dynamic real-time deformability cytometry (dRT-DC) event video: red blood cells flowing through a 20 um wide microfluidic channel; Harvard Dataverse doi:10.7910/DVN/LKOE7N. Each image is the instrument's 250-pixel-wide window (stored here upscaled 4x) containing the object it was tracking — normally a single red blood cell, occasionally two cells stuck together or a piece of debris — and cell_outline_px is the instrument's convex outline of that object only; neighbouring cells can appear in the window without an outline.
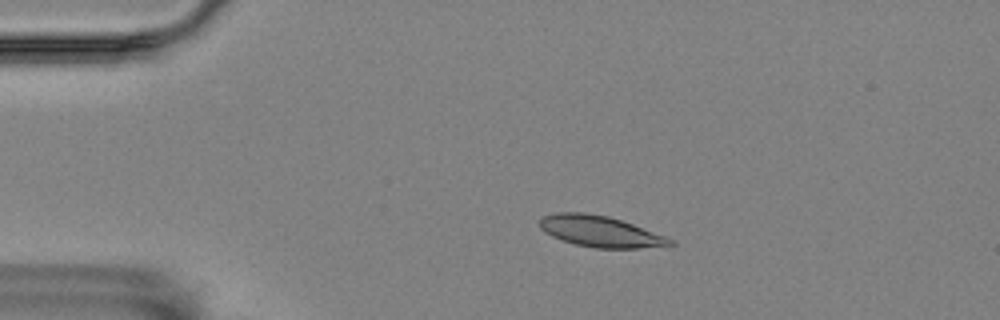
{"species": "Egyptian fruit bat (a non-hibernating species)", "species_latin": "Rousettus aegyptiacus", "temperature_condition": "room temperature", "stored_images_in_passage": 56, "camera_frame_rate_fps": 3000, "um_per_image_px": 0.085, "animal": {"sex": "female"}, "frame": {"image": 1, "passage_image": 11, "time_ms": 3.333, "image_size_px": [1000, 320], "cell_outline_px": [[676, 244], [668, 248], [596, 248], [576, 244], [560, 240], [544, 232], [540, 228], [540, 220], [544, 216], [556, 212], [584, 212], [608, 216], [632, 224], [676, 240]], "centroid_in_image_um": [51.1, 19.69], "position_along_channel_um": 33.9, "area_um2": 23.93}}
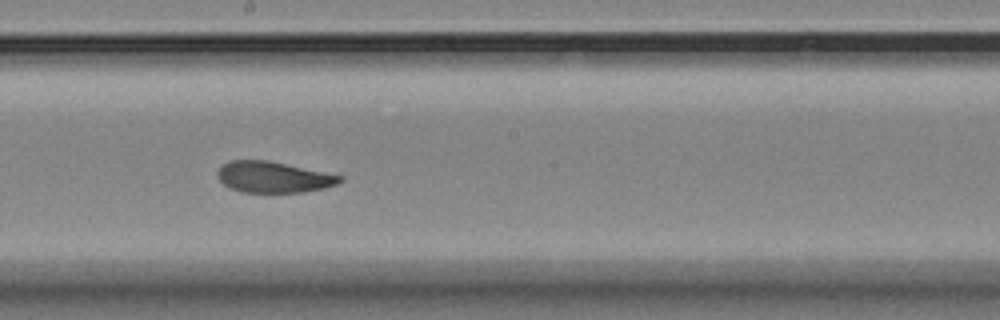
{"frame": {"image": 2, "passage_image": 31, "time_ms": 10.0, "image_size_px": [1000, 320], "cell_outline_px": [[344, 180], [336, 184], [324, 188], [304, 192], [244, 192], [232, 188], [224, 184], [216, 176], [216, 172], [228, 160], [268, 160], [344, 176]], "centroid_in_image_um": [23.25, 15.04], "position_along_channel_um": 225.0, "area_um2": 22.08}}
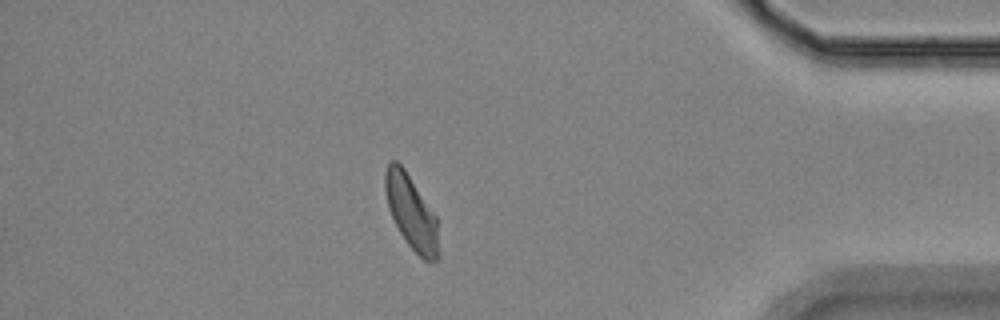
{"frame": {"image": 3, "passage_image": 49, "time_ms": 16.0, "image_size_px": [1000, 320], "cell_outline_px": [[436, 260], [424, 260], [408, 244], [400, 232], [388, 208], [384, 192], [384, 172], [388, 164], [392, 160], [396, 160], [404, 168], [436, 216]], "centroid_in_image_um": [34.89, 17.95], "position_along_channel_um": 400.3, "area_um2": 22.25}, "authors_computed_cell_mechanics": {"area_um2": 23.2934, "velocity_mm_per_s": 3.5041, "shape_relaxation_time_tau1_ms": 4.6477, "shape_relaxation_time_tau2_ms": 2.2633, "deformation_change_tau1": 0.1293, "deformation_change_tau2": 0.0706}}